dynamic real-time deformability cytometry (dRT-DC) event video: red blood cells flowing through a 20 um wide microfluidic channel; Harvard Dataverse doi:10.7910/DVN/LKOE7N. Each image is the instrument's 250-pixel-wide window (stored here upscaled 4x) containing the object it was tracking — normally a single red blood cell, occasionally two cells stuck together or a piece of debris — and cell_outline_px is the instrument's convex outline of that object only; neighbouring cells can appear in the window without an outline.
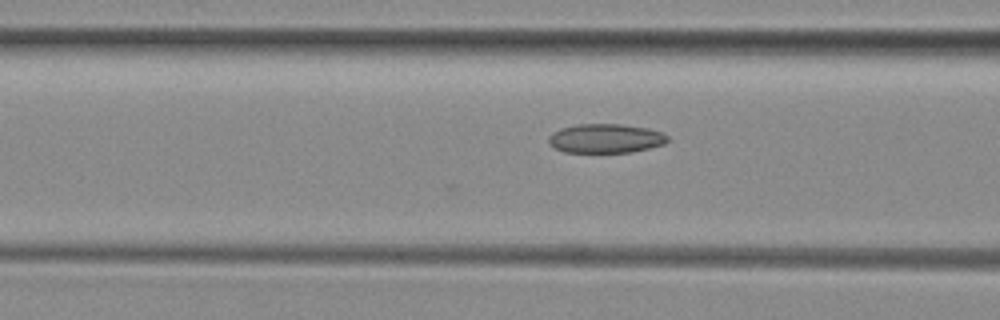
{"species": "common noctule bat (a hibernating species)", "species_latin": "Nyctalus noctula", "temperature_condition": "room temperature", "stored_images_in_passage": 6, "camera_frame_rate_fps": 3000, "um_per_image_px": 0.085, "animal": {"sex": "female", "body_mass_g": 29.2, "forearm_length_mm": 56.3}, "frame": {"image": 1, "passage_image": 6, "time_ms": 1.667, "image_size_px": [1000, 320], "cell_outline_px": [[668, 140], [664, 144], [632, 152], [564, 152], [556, 148], [548, 140], [548, 136], [552, 132], [560, 128], [576, 124], [620, 124], [648, 128], [664, 132], [668, 136]], "centroid_in_image_um": [51.49, 11.75], "position_along_channel_um": 115.1, "area_um2": 20.23}}